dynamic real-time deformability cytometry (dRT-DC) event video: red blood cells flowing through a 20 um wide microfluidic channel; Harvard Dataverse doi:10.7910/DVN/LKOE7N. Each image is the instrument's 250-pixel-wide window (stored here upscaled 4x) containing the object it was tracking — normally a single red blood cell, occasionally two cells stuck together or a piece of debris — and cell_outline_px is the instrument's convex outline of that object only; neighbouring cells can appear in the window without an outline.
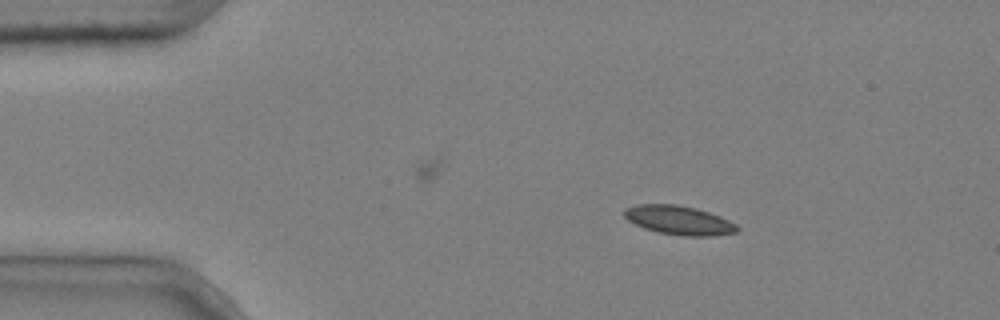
{"species": "common noctule bat (a hibernating species)", "species_latin": "Nyctalus noctula", "temperature_condition": "cold", "stored_images_in_passage": 3, "camera_frame_rate_fps": 3000, "um_per_image_px": 0.085, "animal": {"sex": "male", "body_mass_g": 20.4}, "frame": {"image": 1, "passage_image": 1, "time_ms": 0.0, "image_size_px": [1000, 320], "cell_outline_px": [[740, 228], [736, 232], [712, 236], [684, 236], [660, 232], [644, 228], [628, 220], [624, 216], [624, 208], [640, 204], [676, 204], [696, 208], [720, 216], [736, 224]], "centroid_in_image_um": [57.72, 18.71], "position_along_channel_um": 27.3, "area_um2": 18.96}}
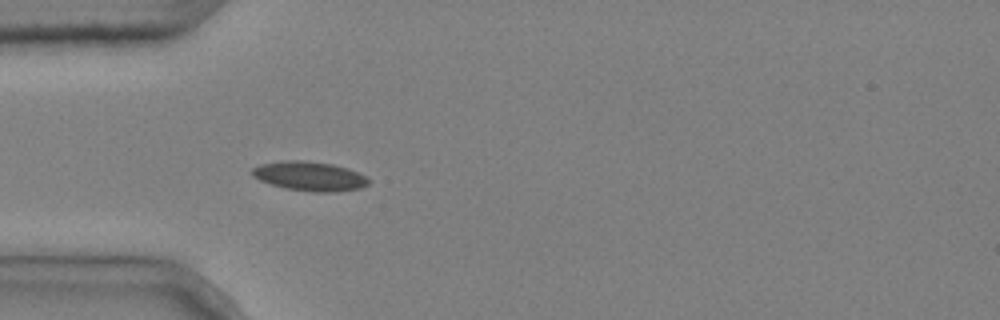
{"frame": {"image": 2, "passage_image": 3, "time_ms": 0.667, "image_size_px": [1000, 320], "cell_outline_px": [[368, 184], [360, 188], [336, 192], [316, 192], [288, 188], [272, 184], [260, 180], [252, 176], [252, 168], [260, 164], [280, 160], [304, 160], [332, 164], [348, 168], [368, 176]], "centroid_in_image_um": [26.33, 14.96], "position_along_channel_um": 58.7, "area_um2": 19.88}}